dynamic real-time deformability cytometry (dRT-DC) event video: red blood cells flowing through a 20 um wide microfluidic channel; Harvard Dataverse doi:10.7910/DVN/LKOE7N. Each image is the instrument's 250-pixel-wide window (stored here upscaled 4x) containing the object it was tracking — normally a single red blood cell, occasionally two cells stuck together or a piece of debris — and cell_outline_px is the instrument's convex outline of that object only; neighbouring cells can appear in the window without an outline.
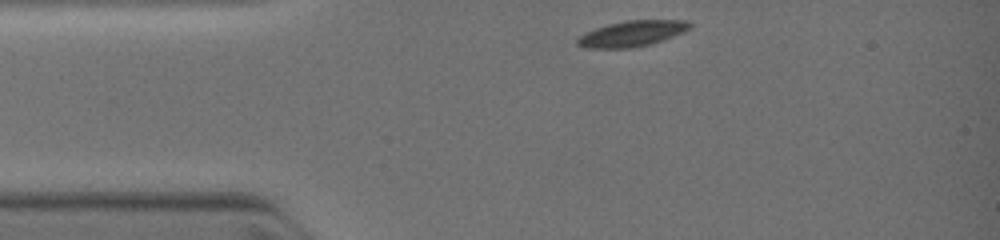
{"species": "common noctule bat (a hibernating species)", "species_latin": "Nyctalus noctula", "temperature_condition": "warm", "stored_images_in_passage": 28, "camera_frame_rate_fps": 3000, "um_per_image_px": 0.085, "animal": {"sex": "female", "body_mass_g": 19.0, "forearm_length_mm": 51.5}, "frame": {"image": 1, "passage_image": 1, "time_ms": 0.0, "image_size_px": [1000, 240], "cell_outline_px": [[692, 24], [688, 28], [680, 32], [660, 40], [648, 44], [628, 48], [588, 48], [576, 44], [576, 40], [580, 36], [596, 28], [608, 24], [628, 20], [684, 20]], "centroid_in_image_um": [53.65, 2.85], "position_along_channel_um": 31.3, "area_um2": 16.24}}
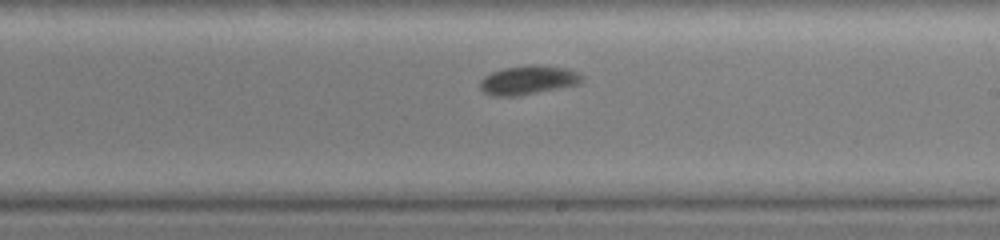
{"frame": {"image": 2, "passage_image": 20, "time_ms": 5.0, "image_size_px": [1000, 240], "cell_outline_px": [[584, 80], [580, 84], [516, 96], [492, 96], [484, 92], [480, 88], [480, 80], [484, 76], [492, 72], [504, 68], [532, 64], [564, 68], [576, 72], [584, 76]], "centroid_in_image_um": [44.89, 6.81], "position_along_channel_um": 244.1, "area_um2": 17.11}}
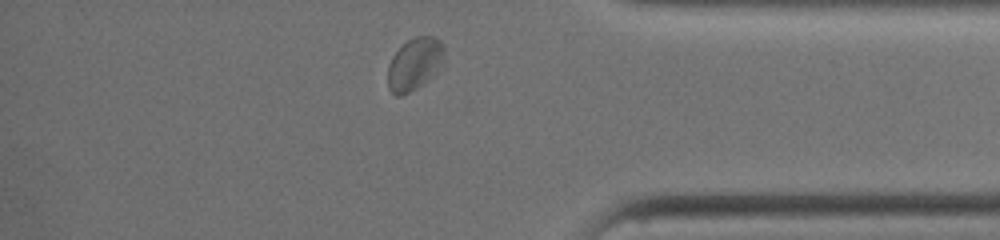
{"frame": {"image": 3, "passage_image": 28, "time_ms": 8.333, "image_size_px": [1000, 240], "cell_outline_px": [[444, 64], [428, 80], [416, 88], [400, 96], [396, 96], [388, 88], [388, 64], [392, 56], [408, 40], [416, 36], [432, 36], [440, 40], [444, 48]], "centroid_in_image_um": [35.25, 5.44], "position_along_channel_um": 399.9, "area_um2": 17.22}}